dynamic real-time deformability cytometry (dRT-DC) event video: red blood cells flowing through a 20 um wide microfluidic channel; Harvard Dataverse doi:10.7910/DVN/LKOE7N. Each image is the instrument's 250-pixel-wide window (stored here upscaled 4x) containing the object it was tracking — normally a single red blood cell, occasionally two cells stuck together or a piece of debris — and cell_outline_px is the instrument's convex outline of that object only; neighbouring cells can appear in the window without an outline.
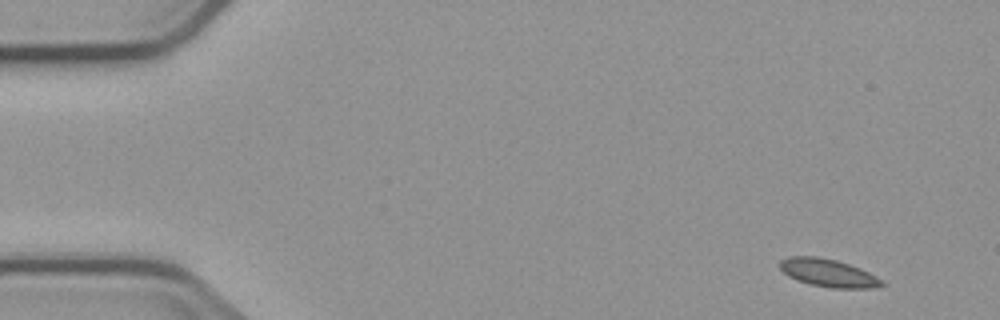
{"species": "common noctule bat (a hibernating species)", "species_latin": "Nyctalus noctula", "temperature_condition": "cold", "stored_images_in_passage": 5, "camera_frame_rate_fps": 3000, "um_per_image_px": 0.085, "animal": {"sex": "male", "body_mass_g": 23.1, "forearm_length_mm": 52.7}, "frame": {"image": 1, "passage_image": 1, "time_ms": 0.0, "image_size_px": [1000, 320], "cell_outline_px": [[888, 284], [876, 288], [832, 288], [808, 284], [796, 280], [788, 276], [780, 268], [780, 260], [788, 256], [820, 256], [836, 260], [860, 268], [876, 276]], "centroid_in_image_um": [70.41, 23.2], "position_along_channel_um": 14.6, "area_um2": 16.76}}